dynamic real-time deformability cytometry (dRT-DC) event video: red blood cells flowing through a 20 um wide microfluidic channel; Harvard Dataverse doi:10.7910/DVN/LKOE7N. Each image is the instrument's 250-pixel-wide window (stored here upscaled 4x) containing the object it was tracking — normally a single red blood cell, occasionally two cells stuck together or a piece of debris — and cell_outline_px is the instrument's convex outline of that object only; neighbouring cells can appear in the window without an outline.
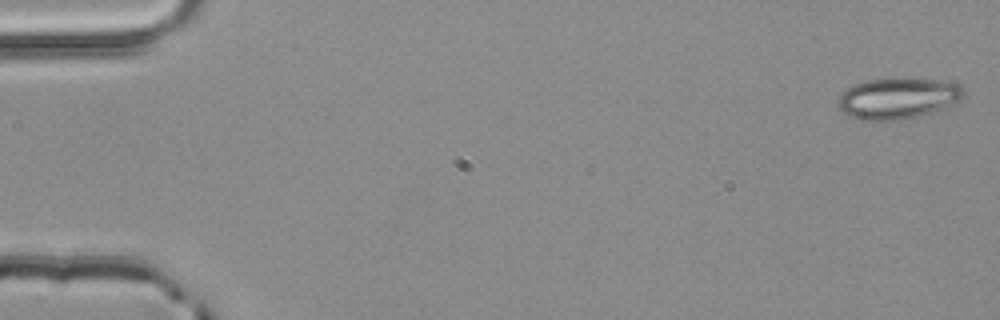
{"species": "common noctule bat (a hibernating species)", "species_latin": "Nyctalus noctula", "temperature_condition": "room temperature", "stored_images_in_passage": 4, "camera_frame_rate_fps": 3000, "um_per_image_px": 0.085, "animal": {"sex": "male", "body_mass_g": 20.4}, "frame": {"image": 1, "passage_image": 1, "time_ms": 0.0, "image_size_px": [1000, 320], "cell_outline_px": [[964, 92], [960, 100], [940, 108], [916, 116], [900, 120], [864, 120], [848, 116], [836, 104], [836, 100], [840, 92], [856, 84], [868, 80], [896, 76], [904, 76], [940, 80], [960, 84]], "centroid_in_image_um": [76.26, 8.31], "position_along_channel_um": 8.7, "area_um2": 30.35}}